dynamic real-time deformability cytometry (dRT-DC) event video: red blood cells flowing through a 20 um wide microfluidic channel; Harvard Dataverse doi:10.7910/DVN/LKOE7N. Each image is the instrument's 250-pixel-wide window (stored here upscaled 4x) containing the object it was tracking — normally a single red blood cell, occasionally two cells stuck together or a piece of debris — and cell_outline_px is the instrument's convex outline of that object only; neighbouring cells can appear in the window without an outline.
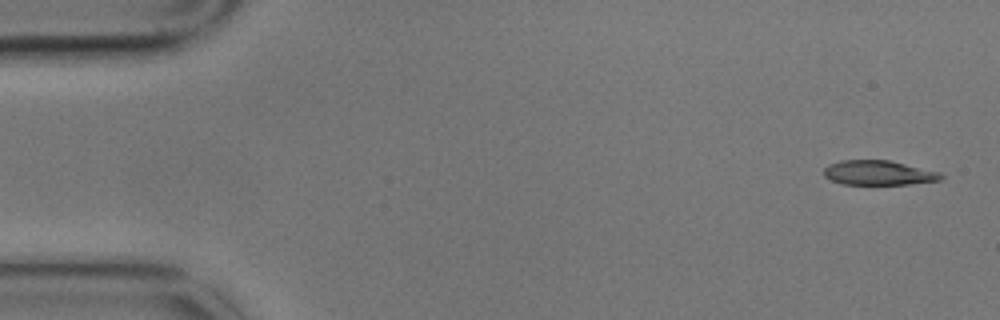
{"species": "common noctule bat (a hibernating species)", "species_latin": "Nyctalus noctula", "temperature_condition": "cold", "stored_images_in_passage": 5, "camera_frame_rate_fps": 3000, "um_per_image_px": 0.085, "animal": {"sex": "male", "body_mass_g": 17.9}, "frame": {"image": 1, "passage_image": 1, "time_ms": 0.0, "image_size_px": [1000, 320], "cell_outline_px": [[944, 176], [940, 180], [908, 184], [844, 184], [832, 180], [824, 176], [824, 168], [828, 164], [840, 160], [888, 160], [940, 172]], "centroid_in_image_um": [74.66, 14.68], "position_along_channel_um": 10.3, "area_um2": 16.65}}
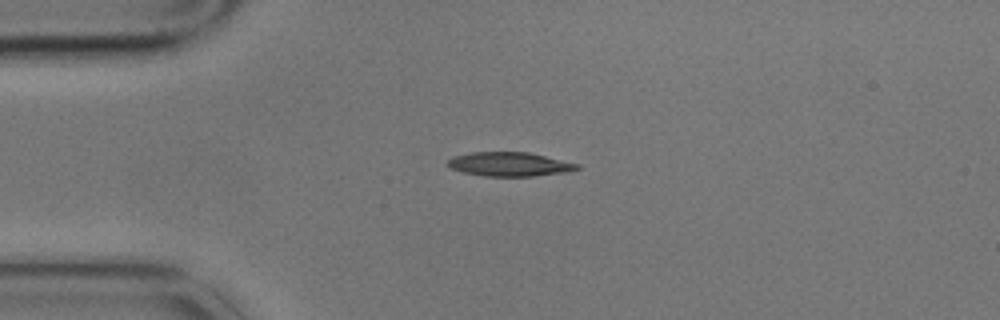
{"frame": {"image": 2, "passage_image": 4, "time_ms": 1.0, "image_size_px": [1000, 320], "cell_outline_px": [[580, 168], [568, 172], [532, 176], [484, 176], [464, 172], [452, 168], [444, 164], [452, 156], [472, 152], [528, 152], [580, 164]], "centroid_in_image_um": [43.3, 13.95], "position_along_channel_um": 41.7, "area_um2": 18.15}}